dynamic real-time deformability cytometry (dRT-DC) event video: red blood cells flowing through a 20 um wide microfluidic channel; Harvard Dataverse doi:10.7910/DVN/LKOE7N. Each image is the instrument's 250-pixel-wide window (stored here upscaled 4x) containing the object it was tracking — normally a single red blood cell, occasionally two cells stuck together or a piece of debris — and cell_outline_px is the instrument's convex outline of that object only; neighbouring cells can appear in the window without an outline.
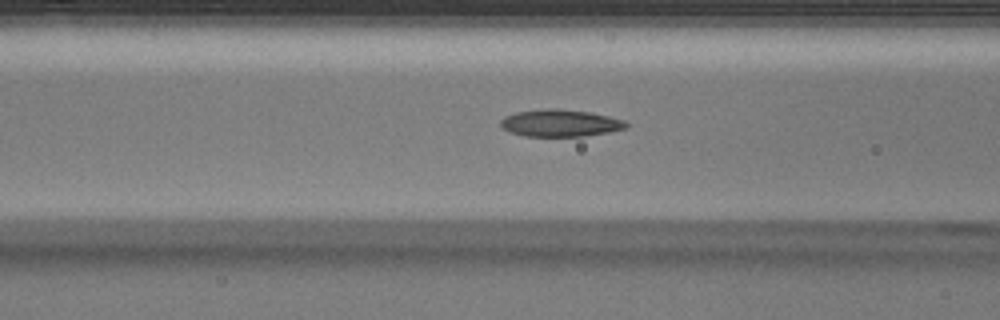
{"species": "Egyptian fruit bat (a non-hibernating species)", "species_latin": "Rousettus aegyptiacus", "temperature_condition": "warm", "stored_images_in_passage": 37, "camera_frame_rate_fps": 3000, "um_per_image_px": 0.085, "animal": {"sex": "male"}, "frame": {"image": 1, "passage_image": 7, "time_ms": 2.0, "image_size_px": [1000, 320], "cell_outline_px": [[628, 128], [608, 132], [584, 136], [528, 136], [508, 132], [500, 124], [500, 120], [504, 116], [516, 112], [544, 108], [560, 108], [588, 112], [608, 116], [624, 120], [628, 124]], "centroid_in_image_um": [47.61, 10.45], "position_along_channel_um": 119.0, "area_um2": 19.88}}
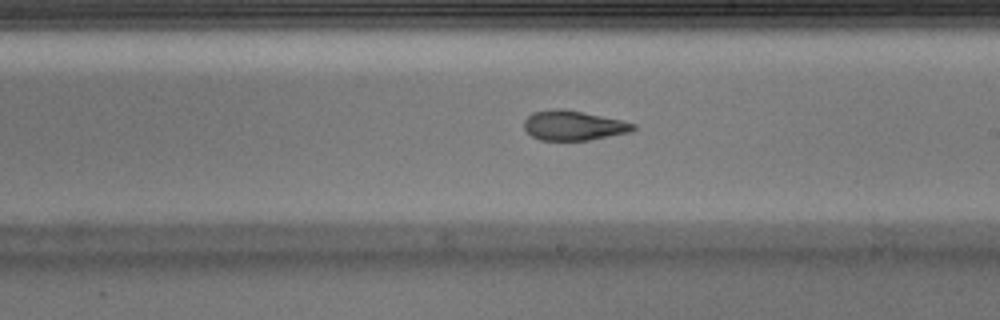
{"frame": {"image": 2, "passage_image": 16, "time_ms": 5.0, "image_size_px": [1000, 320], "cell_outline_px": [[636, 128], [628, 132], [588, 140], [540, 140], [532, 136], [524, 128], [524, 120], [532, 112], [552, 108], [564, 108], [620, 120], [636, 124]], "centroid_in_image_um": [48.69, 10.65], "position_along_channel_um": 240.3, "area_um2": 18.79}}
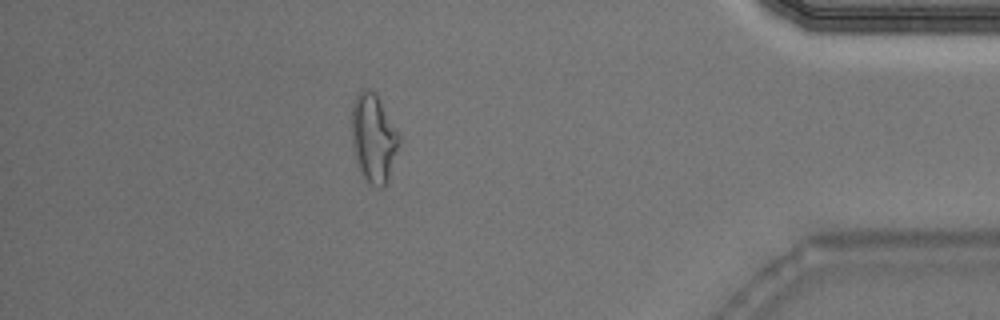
{"frame": {"image": 3, "passage_image": 31, "time_ms": 10.0, "image_size_px": [1000, 320], "cell_outline_px": [[400, 144], [388, 180], [380, 188], [364, 180], [356, 164], [352, 148], [352, 104], [356, 96], [364, 88], [368, 88], [380, 100], [400, 132]], "centroid_in_image_um": [31.76, 11.76], "position_along_channel_um": 403.4, "area_um2": 24.74}}